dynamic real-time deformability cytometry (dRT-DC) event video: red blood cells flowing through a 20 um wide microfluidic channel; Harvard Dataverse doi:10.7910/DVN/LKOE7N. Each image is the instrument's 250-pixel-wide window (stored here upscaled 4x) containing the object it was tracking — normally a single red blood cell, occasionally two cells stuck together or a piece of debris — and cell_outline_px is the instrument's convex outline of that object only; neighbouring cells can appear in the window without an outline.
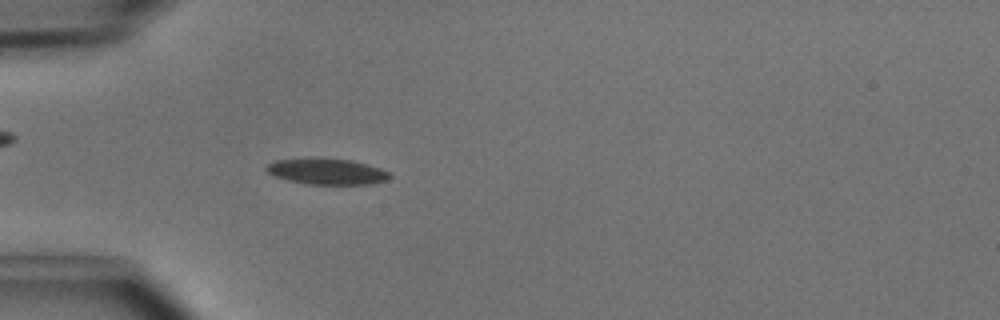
{"species": "common noctule bat (a hibernating species)", "species_latin": "Nyctalus noctula", "temperature_condition": "cold", "stored_images_in_passage": 50, "camera_frame_rate_fps": 3000, "um_per_image_px": 0.085, "animal": {"sex": "male", "body_mass_g": 15.6}, "frame": {"image": 1, "passage_image": 15, "time_ms": 4.667, "image_size_px": [1000, 320], "cell_outline_px": [[392, 176], [388, 180], [368, 184], [308, 184], [288, 180], [276, 176], [268, 172], [264, 168], [268, 164], [276, 160], [352, 160], [368, 164], [380, 168], [388, 172]], "centroid_in_image_um": [27.85, 14.61], "position_along_channel_um": 57.2, "area_um2": 17.92}}
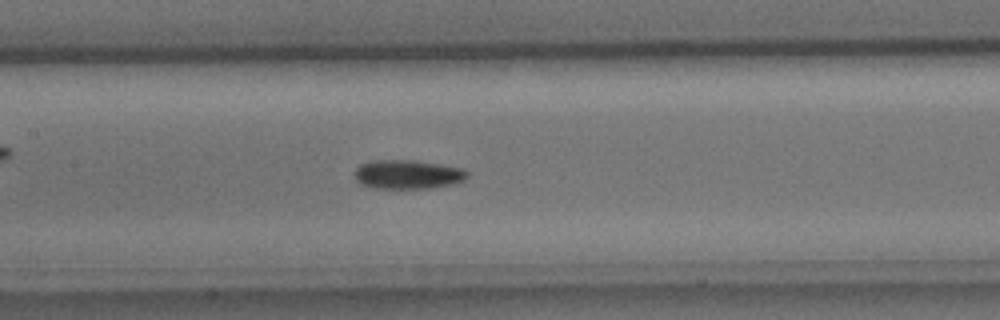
{"frame": {"image": 2, "passage_image": 24, "time_ms": 7.667, "image_size_px": [1000, 320], "cell_outline_px": [[468, 176], [464, 180], [452, 184], [432, 188], [372, 188], [360, 184], [356, 180], [352, 172], [360, 164], [372, 160], [412, 160], [440, 164], [464, 168], [468, 172]], "centroid_in_image_um": [34.62, 14.82], "position_along_channel_um": 172.8, "area_um2": 19.31}}
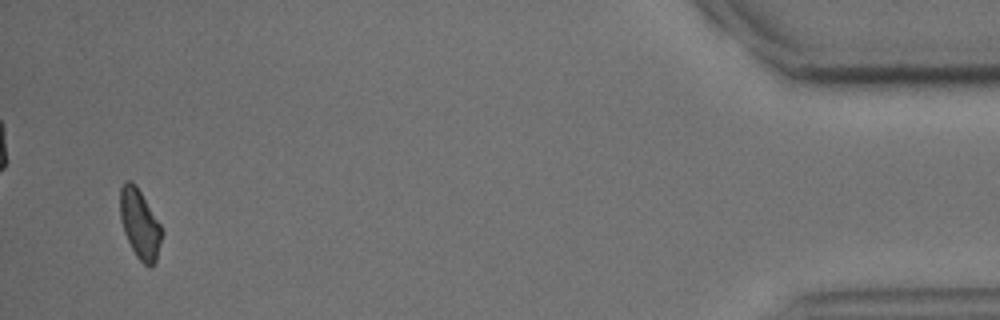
{"frame": {"image": 3, "passage_image": 48, "time_ms": 15.667, "image_size_px": [1000, 320], "cell_outline_px": [[164, 232], [156, 260], [152, 268], [148, 268], [136, 256], [124, 232], [120, 220], [120, 188], [124, 180], [132, 180], [136, 184], [160, 224]], "centroid_in_image_um": [11.89, 19.03], "position_along_channel_um": 423.3, "area_um2": 17.05}, "authors_computed_cell_mechanics": {"area_um2": 17.8313, "velocity_mm_per_s": 4.0607, "shape_relaxation_time_tau1_ms": 3.2143, "shape_relaxation_time_tau2_ms": null, "deformation_change_tau1": 0.1094, "deformation_change_tau2": null}}